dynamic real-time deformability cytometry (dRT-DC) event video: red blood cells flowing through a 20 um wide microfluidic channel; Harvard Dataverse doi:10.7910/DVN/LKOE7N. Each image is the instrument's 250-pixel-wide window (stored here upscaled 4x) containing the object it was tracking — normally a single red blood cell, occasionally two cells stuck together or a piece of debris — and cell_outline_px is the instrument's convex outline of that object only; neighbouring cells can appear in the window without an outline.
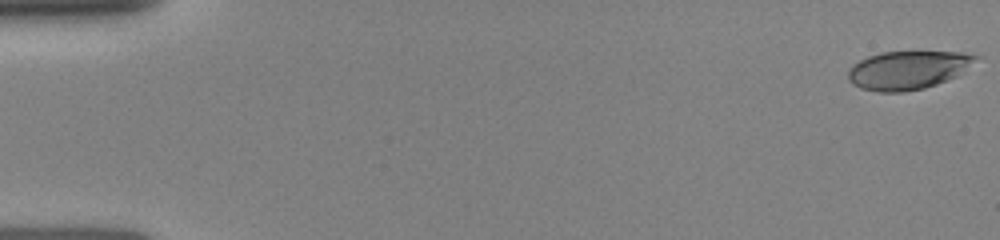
{"species": "human", "species_latin": "Homo sapiens", "temperature_condition": "room temperature", "stored_images_in_passage": 42, "camera_frame_rate_fps": 3000, "um_per_image_px": 0.085, "donor": {"sex": "female"}, "frame": {"image": 1, "passage_image": 1, "time_ms": 0.0, "image_size_px": [1000, 240], "cell_outline_px": [[984, 56], [956, 76], [936, 84], [924, 88], [900, 92], [880, 92], [860, 88], [852, 84], [848, 80], [848, 72], [852, 64], [868, 56], [880, 52], [960, 52]], "centroid_in_image_um": [77.18, 5.95], "position_along_channel_um": 7.8, "area_um2": 28.61}}
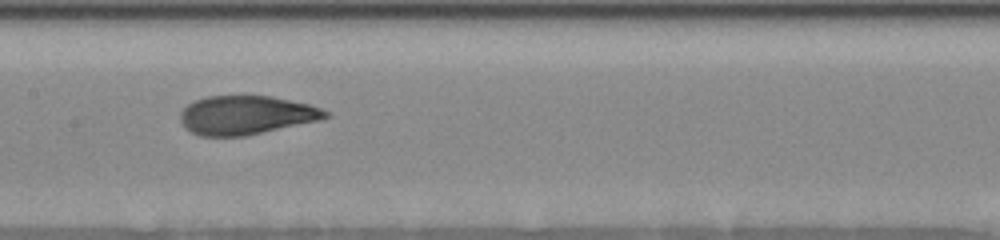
{"frame": {"image": 2, "passage_image": 23, "time_ms": 8.0, "image_size_px": [1000, 240], "cell_outline_px": [[328, 116], [320, 120], [244, 136], [200, 136], [192, 132], [180, 120], [180, 112], [188, 104], [196, 100], [208, 96], [272, 96], [308, 104], [320, 108], [328, 112]], "centroid_in_image_um": [20.91, 9.78], "position_along_channel_um": 186.5, "area_um2": 32.43}}
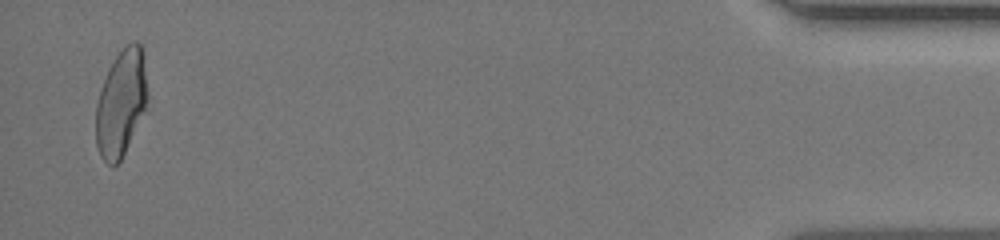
{"frame": {"image": 3, "passage_image": 41, "time_ms": 15.667, "image_size_px": [1000, 240], "cell_outline_px": [[152, 104], [120, 160], [116, 164], [108, 164], [100, 156], [96, 144], [96, 104], [100, 88], [116, 56], [132, 40], [136, 40], [140, 44], [144, 56]], "centroid_in_image_um": [10.38, 8.76], "position_along_channel_um": 424.8, "area_um2": 33.18}}